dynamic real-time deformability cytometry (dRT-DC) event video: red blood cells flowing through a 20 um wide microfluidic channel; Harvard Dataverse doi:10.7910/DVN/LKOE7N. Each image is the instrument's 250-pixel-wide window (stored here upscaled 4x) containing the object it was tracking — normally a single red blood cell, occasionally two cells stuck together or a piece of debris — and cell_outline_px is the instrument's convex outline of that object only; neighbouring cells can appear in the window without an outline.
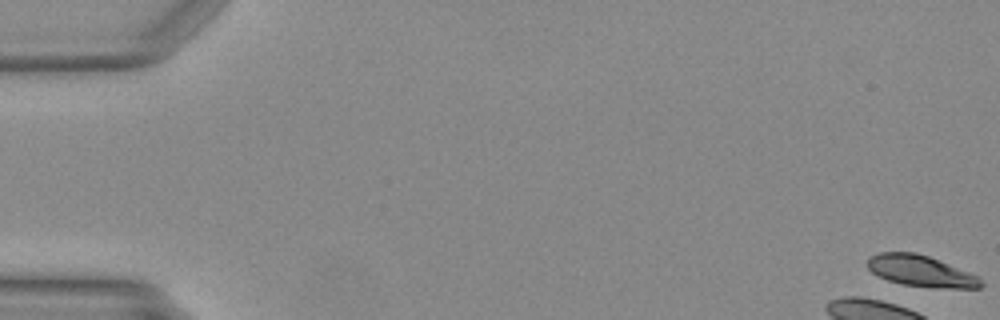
{"species": "Egyptian fruit bat (a non-hibernating species)", "species_latin": "Rousettus aegyptiacus", "temperature_condition": "warm", "stored_images_in_passage": 3, "camera_frame_rate_fps": 3000, "um_per_image_px": 0.085, "animal": {"sex": "female"}, "frame": {"image": 1, "passage_image": 1, "time_ms": 0.0, "image_size_px": [1000, 320], "cell_outline_px": [[984, 284], [980, 288], [936, 288], [904, 284], [888, 280], [872, 272], [868, 268], [868, 260], [872, 256], [880, 252], [916, 252], [928, 256], [968, 272], [976, 276]], "centroid_in_image_um": [78.27, 23.04], "position_along_channel_um": 6.7, "area_um2": 20.23}}